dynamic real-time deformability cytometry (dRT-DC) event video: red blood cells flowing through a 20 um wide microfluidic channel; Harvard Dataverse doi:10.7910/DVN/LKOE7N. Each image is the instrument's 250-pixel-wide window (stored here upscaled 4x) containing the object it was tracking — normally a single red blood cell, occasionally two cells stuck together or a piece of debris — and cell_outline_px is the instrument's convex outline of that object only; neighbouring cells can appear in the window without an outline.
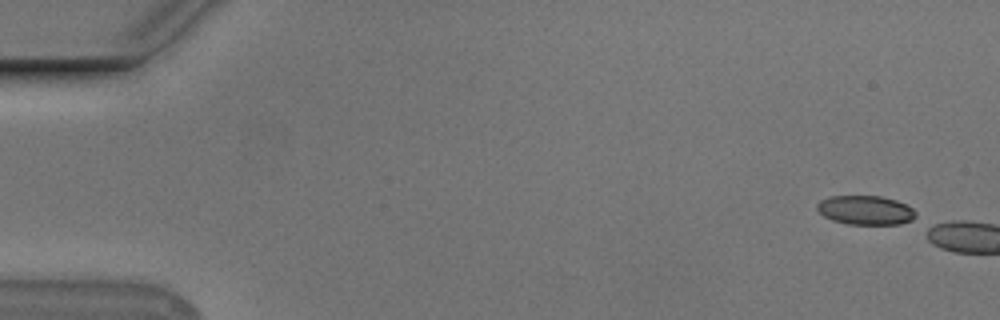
{"species": "Egyptian fruit bat (a non-hibernating species)", "species_latin": "Rousettus aegyptiacus", "temperature_condition": "cold", "stored_images_in_passage": 12, "camera_frame_rate_fps": 3000, "um_per_image_px": 0.085, "animal": {"sex": "male"}, "frame": {"image": 1, "passage_image": 1, "time_ms": 0.0, "image_size_px": [1000, 320], "cell_outline_px": [[916, 216], [912, 220], [900, 224], [848, 224], [832, 220], [824, 216], [816, 208], [816, 204], [820, 200], [832, 196], [880, 196], [896, 200], [912, 208], [916, 212]], "centroid_in_image_um": [73.56, 17.86], "position_along_channel_um": 11.4, "area_um2": 16.7}}